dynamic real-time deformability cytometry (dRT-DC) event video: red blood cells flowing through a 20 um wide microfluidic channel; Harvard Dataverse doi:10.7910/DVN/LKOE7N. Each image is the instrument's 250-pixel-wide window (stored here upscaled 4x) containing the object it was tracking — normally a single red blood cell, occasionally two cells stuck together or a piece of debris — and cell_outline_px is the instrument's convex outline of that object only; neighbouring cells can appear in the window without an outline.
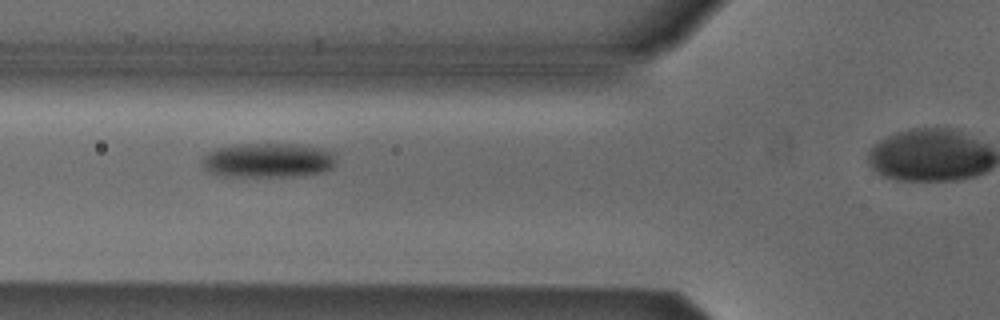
{"species": "Egyptian fruit bat (a non-hibernating species)", "species_latin": "Rousettus aegyptiacus", "temperature_condition": "cold", "stored_images_in_passage": 6, "segment_of_instrument_passage": [1, 2], "camera_frame_rate_fps": 3000, "um_per_image_px": 0.085, "animal": {"sex": "male"}, "frame": {"image": 1, "passage_image": 3, "time_ms": 3.333, "image_size_px": [1000, 320], "cell_outline_px": [[336, 160], [332, 168], [324, 172], [292, 176], [224, 176], [208, 172], [204, 168], [204, 156], [208, 152], [216, 148], [232, 144], [300, 144], [324, 148], [332, 152]], "centroid_in_image_um": [22.8, 13.61], "position_along_channel_um": 103.0, "area_um2": 27.05}}
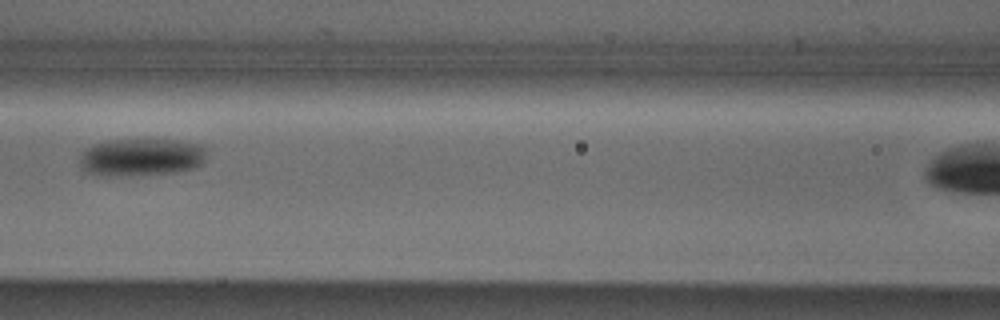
{"frame": {"image": 2, "passage_image": 4, "time_ms": 4.667, "image_size_px": [1000, 320], "cell_outline_px": [[204, 160], [196, 168], [176, 172], [132, 176], [104, 176], [84, 172], [80, 164], [80, 152], [84, 148], [92, 144], [104, 140], [176, 140], [204, 144]], "centroid_in_image_um": [11.95, 13.37], "position_along_channel_um": 154.7, "area_um2": 28.32}}
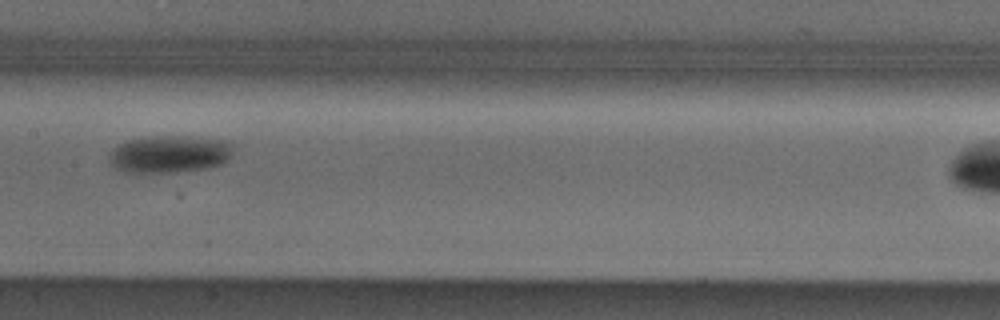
{"frame": {"image": 3, "passage_image": 5, "time_ms": 5.667, "image_size_px": [1000, 320], "cell_outline_px": [[236, 144], [228, 160], [224, 164], [204, 168], [176, 172], [128, 172], [116, 168], [108, 164], [108, 152], [116, 144], [128, 140], [148, 136], [192, 136], [228, 140]], "centroid_in_image_um": [14.41, 13.07], "position_along_channel_um": 193.0, "area_um2": 27.69}}